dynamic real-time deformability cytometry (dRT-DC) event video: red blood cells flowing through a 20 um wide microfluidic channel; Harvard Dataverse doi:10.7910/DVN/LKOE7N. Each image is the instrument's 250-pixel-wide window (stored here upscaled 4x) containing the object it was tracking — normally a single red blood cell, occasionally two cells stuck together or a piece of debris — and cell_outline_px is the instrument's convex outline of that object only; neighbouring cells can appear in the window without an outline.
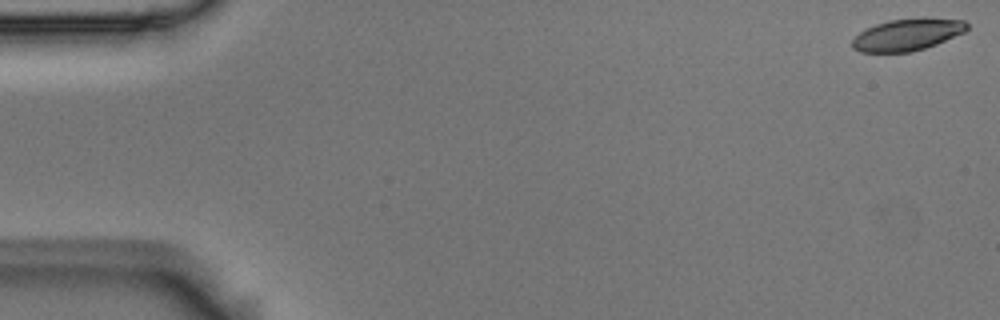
{"species": "Egyptian fruit bat (a non-hibernating species)", "species_latin": "Rousettus aegyptiacus", "temperature_condition": "room temperature", "stored_images_in_passage": 54, "camera_frame_rate_fps": 3000, "um_per_image_px": 0.085, "animal": {"sex": "male"}, "frame": {"image": 1, "passage_image": 1, "time_ms": 0.0, "image_size_px": [1000, 320], "cell_outline_px": [[968, 28], [964, 32], [936, 44], [912, 52], [860, 52], [852, 48], [852, 40], [860, 32], [876, 24], [888, 20], [964, 20], [968, 24]], "centroid_in_image_um": [77.07, 2.99], "position_along_channel_um": 7.9, "area_um2": 20.46}}
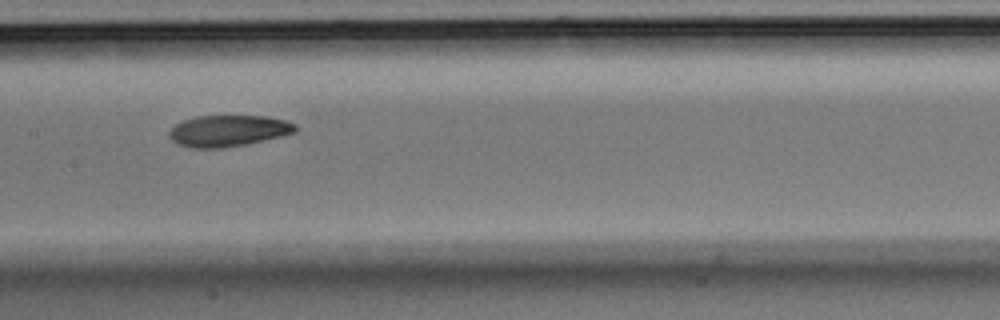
{"frame": {"image": 2, "passage_image": 27, "time_ms": 8.667, "image_size_px": [1000, 320], "cell_outline_px": [[296, 132], [280, 136], [244, 144], [224, 148], [192, 148], [176, 144], [168, 136], [168, 132], [176, 124], [184, 120], [196, 116], [268, 116], [284, 120], [296, 124]], "centroid_in_image_um": [19.37, 11.12], "position_along_channel_um": 188.0, "area_um2": 22.95}}
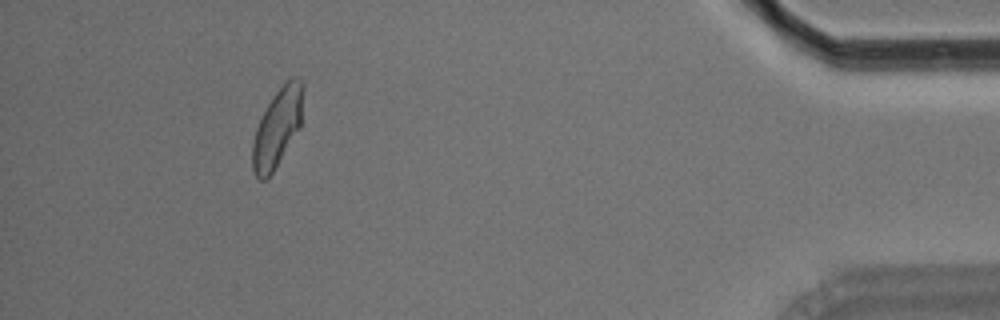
{"frame": {"image": 3, "passage_image": 50, "time_ms": 16.333, "image_size_px": [1000, 320], "cell_outline_px": [[304, 88], [300, 128], [272, 172], [264, 180], [260, 180], [256, 176], [252, 168], [252, 144], [256, 128], [268, 104], [276, 92], [292, 76], [296, 76], [304, 84]], "centroid_in_image_um": [23.59, 10.84], "position_along_channel_um": 411.6, "area_um2": 22.77}, "authors_computed_cell_mechanics": {"area_um2": 23.1489, "velocity_mm_per_s": 3.6949, "shape_relaxation_time_tau1_ms": 4.5624, "shape_relaxation_time_tau2_ms": 3.1992, "deformation_change_tau1": 0.1372, "deformation_change_tau2": 0.0907}}